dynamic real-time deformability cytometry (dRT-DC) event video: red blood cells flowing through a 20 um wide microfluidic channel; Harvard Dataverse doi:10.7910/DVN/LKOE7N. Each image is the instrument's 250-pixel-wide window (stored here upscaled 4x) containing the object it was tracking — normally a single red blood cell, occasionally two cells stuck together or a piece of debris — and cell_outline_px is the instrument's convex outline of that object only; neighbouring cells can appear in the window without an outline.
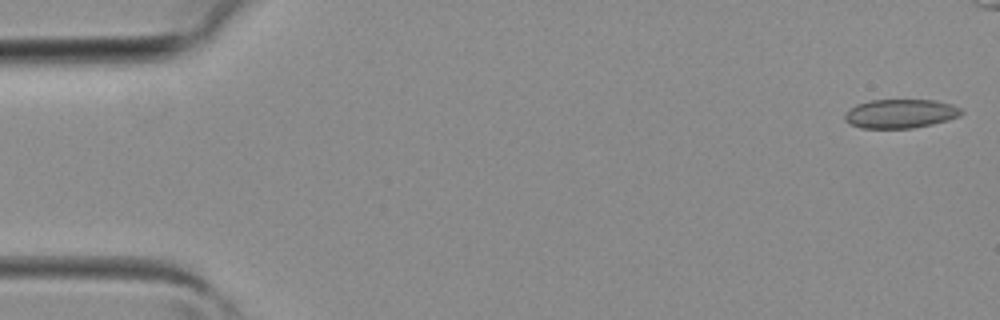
{"species": "common noctule bat (a hibernating species)", "species_latin": "Nyctalus noctula", "temperature_condition": "room temperature", "stored_images_in_passage": 35, "camera_frame_rate_fps": 3000, "um_per_image_px": 0.085, "animal": {"sex": "female", "body_mass_g": 19.3, "forearm_length_mm": 54.1}, "frame": {"image": 1, "passage_image": 1, "time_ms": 0.0, "image_size_px": [1000, 320], "cell_outline_px": [[964, 112], [960, 116], [948, 120], [932, 124], [912, 128], [860, 128], [844, 120], [844, 116], [856, 104], [872, 100], [932, 100], [952, 104], [960, 108]], "centroid_in_image_um": [76.57, 9.66], "position_along_channel_um": 8.4, "area_um2": 19.54}}
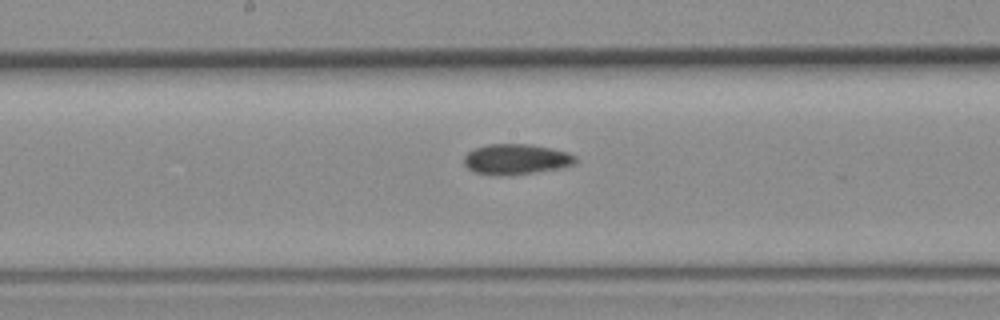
{"frame": {"image": 2, "passage_image": 20, "time_ms": 6.333, "image_size_px": [1000, 320], "cell_outline_px": [[576, 164], [560, 168], [512, 176], [496, 176], [476, 172], [468, 168], [464, 164], [464, 156], [468, 152], [476, 148], [488, 144], [532, 144], [552, 148], [568, 152], [576, 156]], "centroid_in_image_um": [43.89, 13.54], "position_along_channel_um": 204.3, "area_um2": 20.06}}
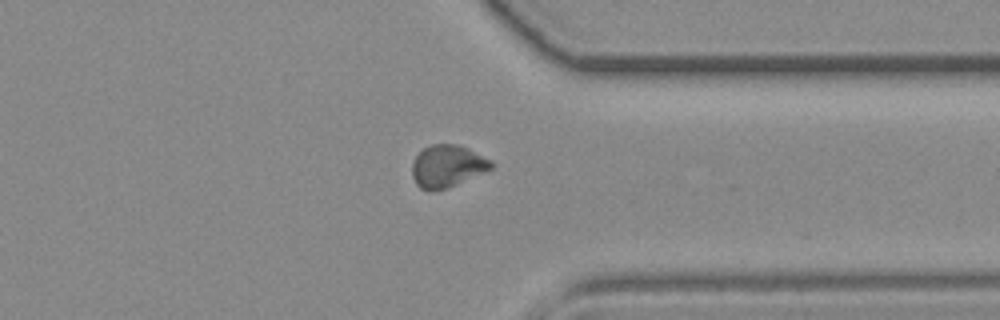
{"frame": {"image": 3, "passage_image": 30, "time_ms": 9.667, "image_size_px": [1000, 320], "cell_outline_px": [[496, 164], [488, 172], [448, 188], [432, 192], [428, 192], [420, 188], [416, 184], [412, 176], [412, 164], [416, 156], [424, 148], [432, 144], [460, 144], [492, 160]], "centroid_in_image_um": [38.06, 14.14], "position_along_channel_um": 373.3, "area_um2": 20.0}}